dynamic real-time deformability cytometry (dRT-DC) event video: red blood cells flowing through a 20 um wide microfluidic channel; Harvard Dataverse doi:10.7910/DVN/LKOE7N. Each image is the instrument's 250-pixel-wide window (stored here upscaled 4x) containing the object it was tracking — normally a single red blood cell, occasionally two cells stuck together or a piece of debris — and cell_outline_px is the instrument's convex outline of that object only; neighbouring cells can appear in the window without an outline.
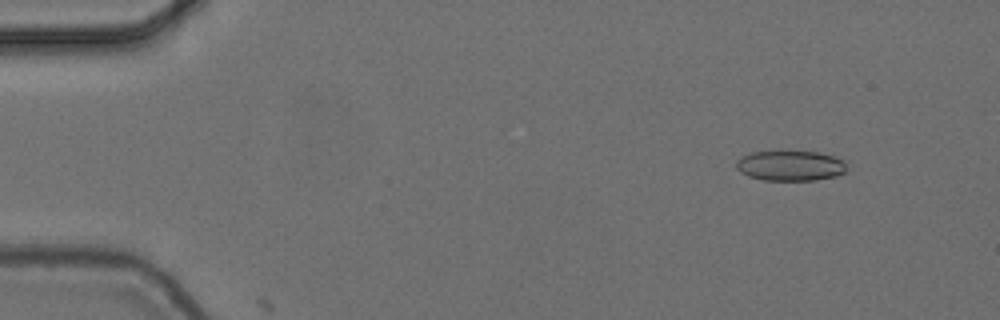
{"species": "common noctule bat (a hibernating species)", "species_latin": "Nyctalus noctula", "temperature_condition": "cold", "stored_images_in_passage": 3, "camera_frame_rate_fps": 3000, "um_per_image_px": 0.085, "animal": {"sex": "female", "body_mass_g": 24.6, "forearm_length_mm": 56.2}, "frame": {"image": 1, "passage_image": 2, "time_ms": 0.333, "image_size_px": [1000, 320], "cell_outline_px": [[844, 172], [836, 176], [816, 180], [764, 180], [748, 176], [740, 172], [736, 168], [736, 160], [752, 152], [780, 148], [820, 152], [836, 156], [844, 160]], "centroid_in_image_um": [67.15, 14.03], "position_along_channel_um": 17.8, "area_um2": 20.29}}